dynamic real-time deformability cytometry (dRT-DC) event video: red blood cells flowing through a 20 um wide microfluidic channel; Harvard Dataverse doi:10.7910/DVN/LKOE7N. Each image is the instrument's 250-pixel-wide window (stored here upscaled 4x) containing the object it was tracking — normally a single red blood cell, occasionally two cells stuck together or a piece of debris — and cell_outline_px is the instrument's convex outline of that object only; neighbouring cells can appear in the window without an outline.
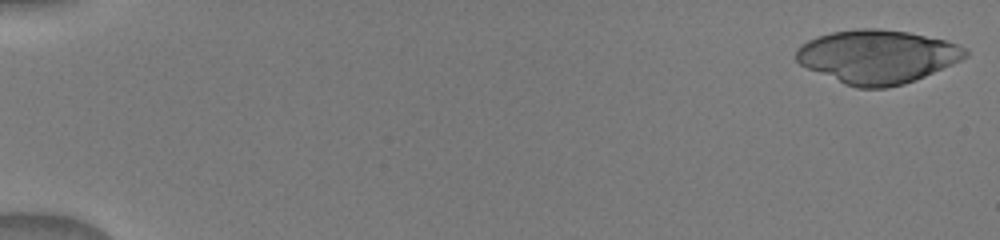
{"species": "human", "species_latin": "Homo sapiens", "temperature_condition": "warm", "stored_images_in_passage": 5, "camera_frame_rate_fps": 3000, "um_per_image_px": 0.085, "donor": {"sex": "male"}, "frame": {"image": 1, "passage_image": 1, "time_ms": 0.0, "image_size_px": [1000, 240], "cell_outline_px": [[968, 56], [952, 64], [924, 76], [904, 84], [888, 88], [856, 88], [844, 84], [808, 68], [800, 64], [796, 60], [796, 48], [800, 44], [808, 40], [832, 32], [856, 28], [876, 28], [908, 32], [944, 40], [968, 48]], "centroid_in_image_um": [74.56, 4.81], "position_along_channel_um": 10.4, "area_um2": 52.6}}
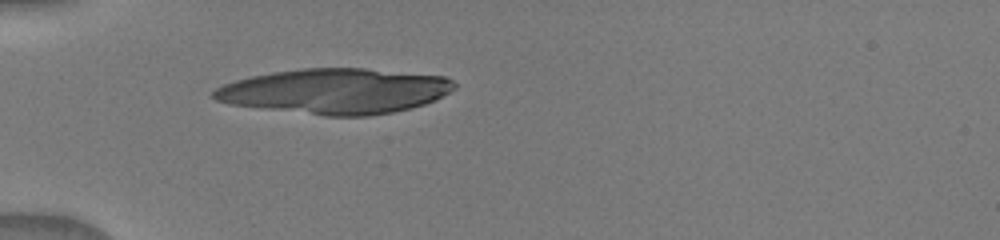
{"frame": {"image": 2, "passage_image": 5, "time_ms": 5.0, "image_size_px": [1000, 240], "cell_outline_px": [[456, 88], [424, 104], [392, 112], [368, 116], [324, 116], [228, 104], [216, 100], [212, 96], [212, 92], [216, 88], [224, 84], [236, 80], [252, 76], [272, 72], [300, 68], [364, 68], [444, 76], [452, 80], [456, 84]], "centroid_in_image_um": [28.46, 7.74], "position_along_channel_um": 56.5, "area_um2": 63.29}}